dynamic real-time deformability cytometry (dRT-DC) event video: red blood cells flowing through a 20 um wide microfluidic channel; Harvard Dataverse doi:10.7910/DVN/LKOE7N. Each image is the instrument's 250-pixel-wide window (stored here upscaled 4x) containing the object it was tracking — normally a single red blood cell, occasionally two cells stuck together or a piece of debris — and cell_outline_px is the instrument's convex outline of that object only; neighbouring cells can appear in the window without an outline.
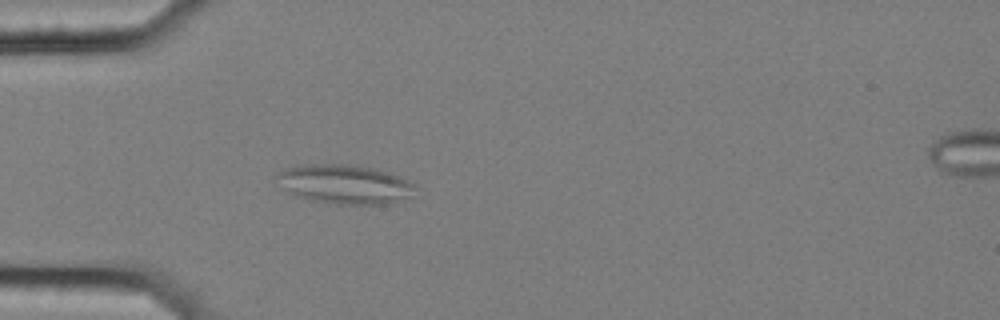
{"species": "common noctule bat (a hibernating species)", "species_latin": "Nyctalus noctula", "temperature_condition": "cold", "stored_images_in_passage": 41, "camera_frame_rate_fps": 3000, "um_per_image_px": 0.085, "animal": {"sex": "female", "body_mass_g": 25.1}, "frame": {"image": 1, "passage_image": 1, "time_ms": 0.0, "image_size_px": [1000, 320], "cell_outline_px": [[416, 184], [408, 196], [388, 204], [336, 204], [312, 200], [296, 196], [288, 192], [272, 180], [272, 176], [276, 172], [296, 164], [348, 164], [376, 168], [388, 172]], "centroid_in_image_um": [29.16, 15.63], "position_along_channel_um": 55.8, "area_um2": 31.91}}
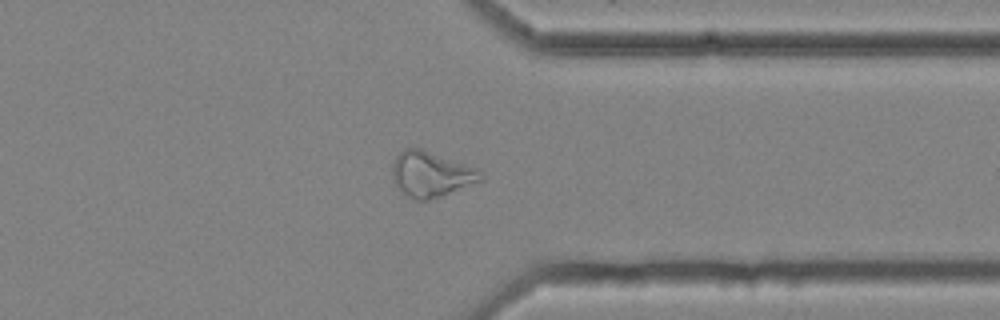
{"frame": {"image": 2, "passage_image": 29, "time_ms": 9.333, "image_size_px": [1000, 320], "cell_outline_px": [[484, 180], [440, 196], [428, 200], [416, 200], [408, 196], [396, 184], [392, 176], [392, 164], [396, 156], [404, 148], [420, 148], [480, 168], [484, 176]], "centroid_in_image_um": [36.68, 14.79], "position_along_channel_um": 374.7, "area_um2": 23.41}}
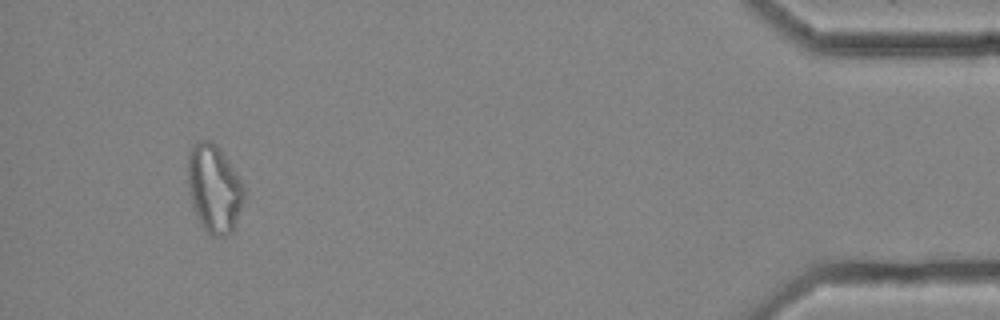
{"frame": {"image": 3, "passage_image": 38, "time_ms": 12.333, "image_size_px": [1000, 320], "cell_outline_px": [[244, 200], [232, 232], [228, 236], [212, 236], [200, 224], [192, 204], [188, 184], [188, 156], [192, 148], [200, 140], [212, 140], [220, 148], [236, 172], [244, 188]], "centroid_in_image_um": [18.21, 16.03], "position_along_channel_um": 417.0, "area_um2": 28.61}, "authors_computed_cell_mechanics": {"area_um2": 21.5016, "velocity_mm_per_s": 3.5213, "shape_relaxation_time_tau1_ms": null, "shape_relaxation_time_tau2_ms": 6.8597, "deformation_change_tau1": null, "deformation_change_tau2": 0.1819}}